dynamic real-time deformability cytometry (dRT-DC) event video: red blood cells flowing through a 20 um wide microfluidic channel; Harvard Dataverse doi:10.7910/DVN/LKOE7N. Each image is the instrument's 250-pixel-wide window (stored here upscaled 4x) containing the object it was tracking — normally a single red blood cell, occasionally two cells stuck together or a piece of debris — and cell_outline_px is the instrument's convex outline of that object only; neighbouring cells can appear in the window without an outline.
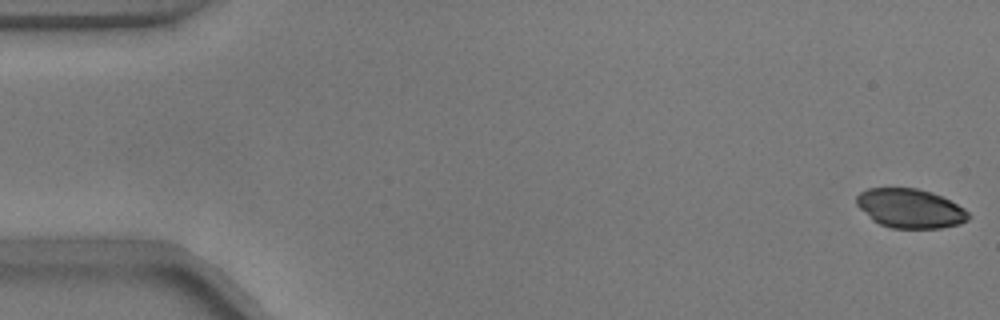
{"species": "common noctule bat (a hibernating species)", "species_latin": "Nyctalus noctula", "temperature_condition": "warm", "stored_images_in_passage": 10, "camera_frame_rate_fps": 3000, "um_per_image_px": 0.085, "animal": {"sex": "male", "body_mass_g": 17.9}, "frame": {"image": 1, "passage_image": 1, "time_ms": 0.0, "image_size_px": [1000, 320], "cell_outline_px": [[972, 216], [968, 220], [960, 224], [940, 228], [892, 228], [880, 224], [872, 220], [856, 204], [856, 196], [860, 192], [868, 188], [916, 188], [932, 192], [964, 208]], "centroid_in_image_um": [77.36, 17.72], "position_along_channel_um": 7.6, "area_um2": 25.55}}